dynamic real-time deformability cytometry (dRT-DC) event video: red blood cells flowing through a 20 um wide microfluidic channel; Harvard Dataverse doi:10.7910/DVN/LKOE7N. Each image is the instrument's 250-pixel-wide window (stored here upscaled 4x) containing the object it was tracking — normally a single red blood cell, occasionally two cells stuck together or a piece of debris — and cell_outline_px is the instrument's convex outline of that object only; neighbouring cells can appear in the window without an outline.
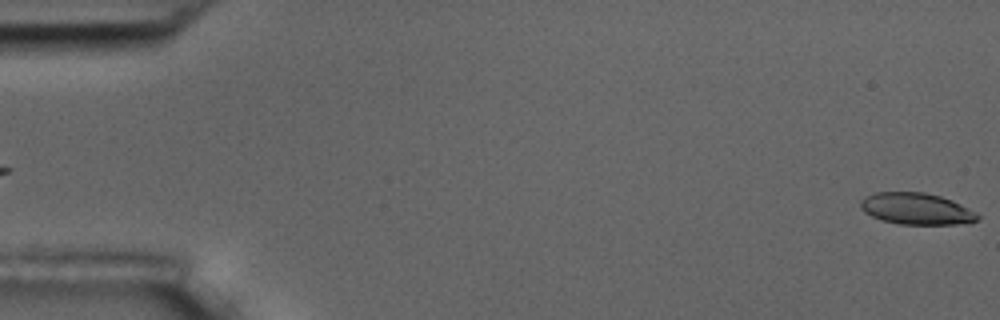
{"species": "common noctule bat (a hibernating species)", "species_latin": "Nyctalus noctula", "temperature_condition": "room temperature", "stored_images_in_passage": 6, "segment_of_instrument_passage": [2, 2], "camera_frame_rate_fps": 3000, "um_per_image_px": 0.085, "animal": {"sex": "male", "body_mass_g": 17.5, "forearm_length_mm": 52.3}, "frame": {"image": 1, "passage_image": 6, "time_ms": 6.0, "image_size_px": [1000, 320], "cell_outline_px": [[980, 216], [976, 220], [968, 224], [900, 224], [880, 220], [864, 212], [860, 208], [860, 200], [864, 196], [876, 192], [924, 192], [940, 196], [952, 200], [968, 208]], "centroid_in_image_um": [77.86, 17.74], "position_along_channel_um": 7.1, "area_um2": 21.62}}